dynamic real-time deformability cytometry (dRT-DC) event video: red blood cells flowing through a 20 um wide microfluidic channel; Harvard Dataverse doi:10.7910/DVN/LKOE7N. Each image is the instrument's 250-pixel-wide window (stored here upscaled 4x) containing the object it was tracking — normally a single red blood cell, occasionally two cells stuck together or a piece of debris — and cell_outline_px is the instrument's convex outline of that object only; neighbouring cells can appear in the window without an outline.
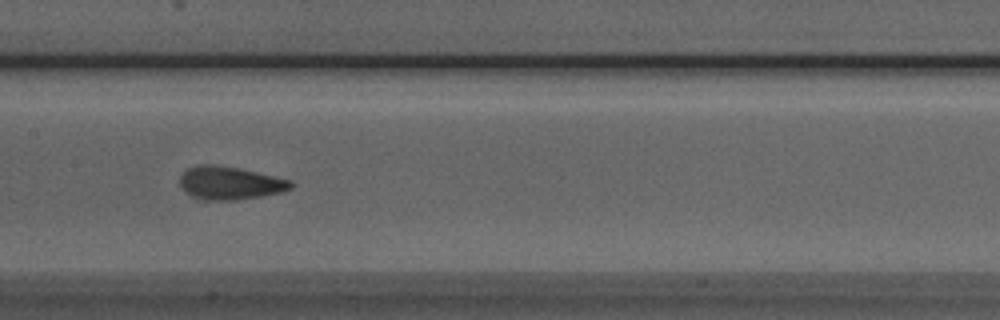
{"species": "Egyptian fruit bat (a non-hibernating species)", "species_latin": "Rousettus aegyptiacus", "temperature_condition": "room temperature", "stored_images_in_passage": 38, "camera_frame_rate_fps": 3000, "um_per_image_px": 0.085, "animal": {"sex": "male"}, "frame": {"image": 1, "passage_image": 12, "time_ms": 3.667, "image_size_px": [1000, 320], "cell_outline_px": [[296, 184], [292, 188], [280, 192], [260, 196], [236, 200], [208, 200], [192, 196], [184, 192], [180, 188], [180, 176], [188, 168], [196, 164], [216, 164], [240, 168], [276, 176], [292, 180]], "centroid_in_image_um": [19.55, 15.54], "position_along_channel_um": 187.9, "area_um2": 21.68}}
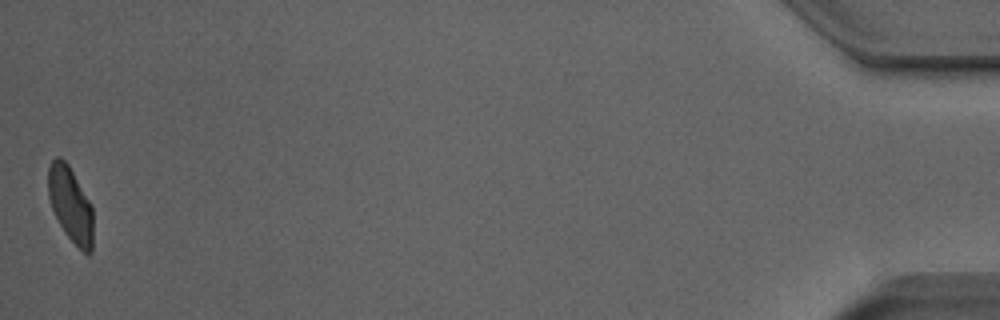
{"frame": {"image": 2, "passage_image": 38, "time_ms": 12.333, "image_size_px": [1000, 320], "cell_outline_px": [[92, 252], [88, 256], [64, 232], [52, 208], [48, 196], [48, 168], [52, 160], [56, 156], [60, 156], [68, 164], [88, 200], [92, 208]], "centroid_in_image_um": [5.98, 17.37], "position_along_channel_um": 429.2, "area_um2": 19.31}, "authors_computed_cell_mechanics": {"area_um2": 20.9236, "velocity_mm_per_s": 3.9746, "shape_relaxation_time_tau1_ms": 3.4364, "shape_relaxation_time_tau2_ms": 0.954, "deformation_change_tau1": 0.1192, "deformation_change_tau2": 0.0545}}